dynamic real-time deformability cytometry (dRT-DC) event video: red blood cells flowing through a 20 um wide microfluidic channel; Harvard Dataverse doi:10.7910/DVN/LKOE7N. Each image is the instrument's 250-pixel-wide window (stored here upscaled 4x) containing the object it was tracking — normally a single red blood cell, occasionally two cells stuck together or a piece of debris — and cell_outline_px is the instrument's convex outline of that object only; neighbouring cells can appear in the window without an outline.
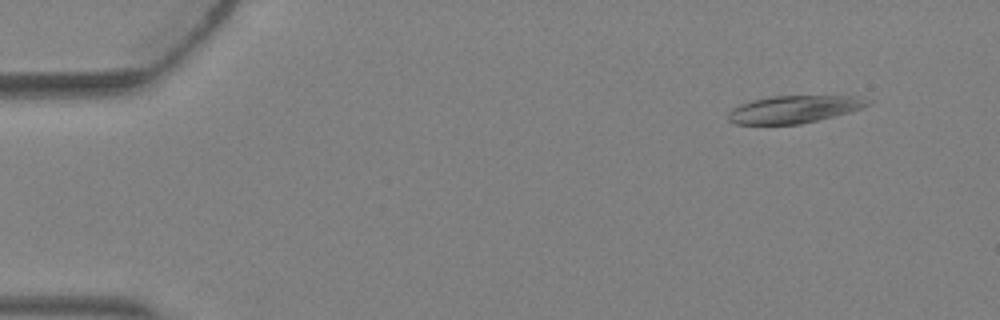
{"species": "Egyptian fruit bat (a non-hibernating species)", "species_latin": "Rousettus aegyptiacus", "temperature_condition": "warm", "stored_images_in_passage": 3, "camera_frame_rate_fps": 3000, "um_per_image_px": 0.085, "animal": {"sex": "female"}, "frame": {"image": 1, "passage_image": 1, "time_ms": 0.0, "image_size_px": [1000, 320], "cell_outline_px": [[872, 104], [848, 112], [800, 124], [736, 124], [728, 120], [728, 112], [732, 108], [740, 104], [752, 100], [772, 96], [856, 96], [872, 100]], "centroid_in_image_um": [67.47, 9.28], "position_along_channel_um": 17.5, "area_um2": 22.14}}
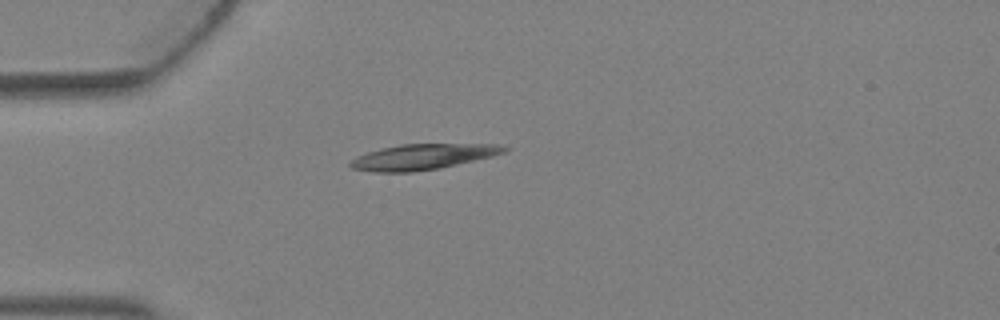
{"frame": {"image": 2, "passage_image": 3, "time_ms": 0.667, "image_size_px": [1000, 320], "cell_outline_px": [[508, 148], [504, 152], [492, 156], [440, 168], [412, 172], [372, 172], [352, 168], [348, 164], [356, 156], [368, 152], [400, 144], [500, 144]], "centroid_in_image_um": [35.92, 13.33], "position_along_channel_um": 49.1, "area_um2": 22.72}}